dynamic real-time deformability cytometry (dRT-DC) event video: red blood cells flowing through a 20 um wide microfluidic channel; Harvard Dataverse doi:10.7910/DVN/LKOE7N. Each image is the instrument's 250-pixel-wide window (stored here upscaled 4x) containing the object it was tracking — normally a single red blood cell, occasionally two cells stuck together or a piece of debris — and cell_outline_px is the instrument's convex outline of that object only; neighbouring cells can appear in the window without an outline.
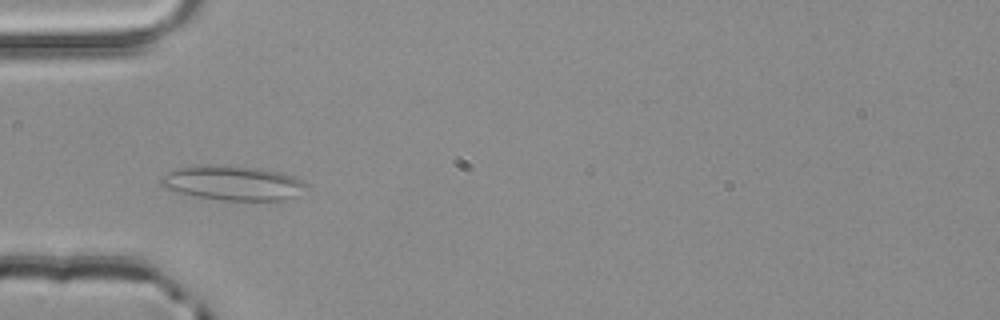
{"species": "common noctule bat (a hibernating species)", "species_latin": "Nyctalus noctula", "temperature_condition": "room temperature", "stored_images_in_passage": 2, "camera_frame_rate_fps": 3000, "um_per_image_px": 0.085, "animal": {"sex": "male", "body_mass_g": 20.4}, "frame": {"image": 1, "passage_image": 2, "time_ms": 0.333, "image_size_px": [1000, 320], "cell_outline_px": [[308, 184], [292, 196], [284, 200], [220, 200], [196, 196], [164, 188], [160, 184], [160, 176], [176, 168], [260, 168], [280, 172], [292, 176]], "centroid_in_image_um": [19.77, 15.6], "position_along_channel_um": 65.2, "area_um2": 27.69}}